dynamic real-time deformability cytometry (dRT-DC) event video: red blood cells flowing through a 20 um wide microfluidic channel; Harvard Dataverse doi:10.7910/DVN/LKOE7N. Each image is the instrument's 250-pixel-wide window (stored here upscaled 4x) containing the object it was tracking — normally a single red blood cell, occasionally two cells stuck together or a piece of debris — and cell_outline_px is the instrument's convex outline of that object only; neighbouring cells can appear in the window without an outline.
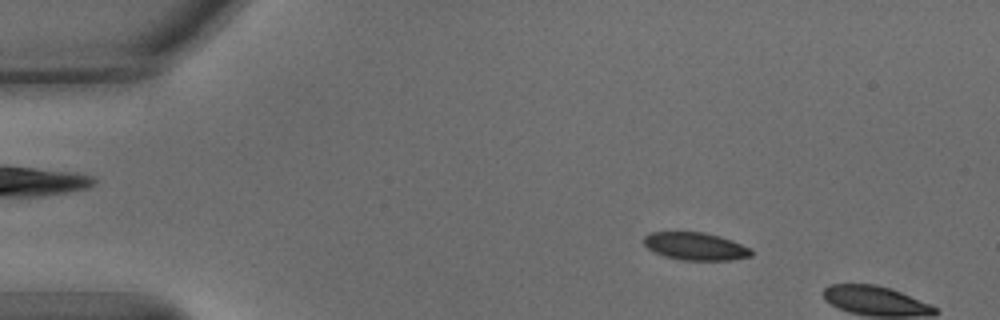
{"species": "common noctule bat (a hibernating species)", "species_latin": "Nyctalus noctula", "temperature_condition": "warm", "stored_images_in_passage": 10, "camera_frame_rate_fps": 3000, "um_per_image_px": 0.085, "animal": {"sex": "male", "body_mass_g": 15.6}, "frame": {"image": 1, "passage_image": 7, "time_ms": 2.0, "image_size_px": [1000, 320], "cell_outline_px": [[752, 256], [732, 260], [684, 260], [664, 256], [652, 252], [644, 244], [644, 236], [648, 232], [704, 232], [720, 236], [732, 240], [752, 248]], "centroid_in_image_um": [59.12, 20.93], "position_along_channel_um": 25.9, "area_um2": 17.51}}